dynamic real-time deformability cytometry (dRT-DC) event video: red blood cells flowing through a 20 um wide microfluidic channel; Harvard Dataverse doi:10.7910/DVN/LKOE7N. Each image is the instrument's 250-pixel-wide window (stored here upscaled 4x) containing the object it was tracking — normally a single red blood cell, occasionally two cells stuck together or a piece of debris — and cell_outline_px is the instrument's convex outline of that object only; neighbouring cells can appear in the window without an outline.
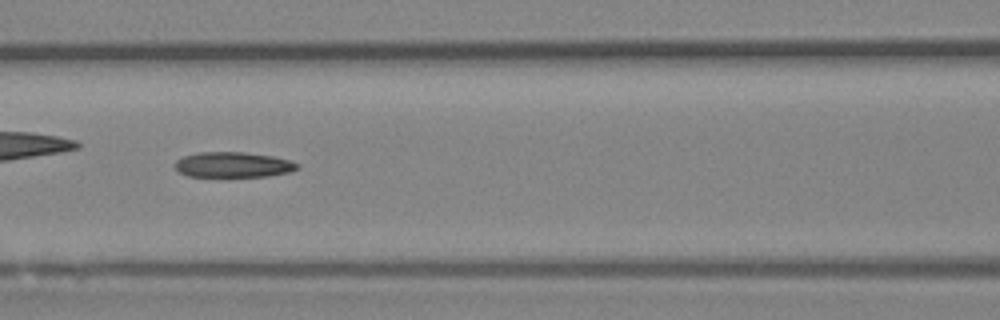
{"species": "Egyptian fruit bat (a non-hibernating species)", "species_latin": "Rousettus aegyptiacus", "temperature_condition": "room temperature", "stored_images_in_passage": 51, "camera_frame_rate_fps": 3000, "um_per_image_px": 0.085, "animal": {"sex": "female"}, "frame": {"image": 1, "passage_image": 22, "time_ms": 7.0, "image_size_px": [1000, 320], "cell_outline_px": [[300, 168], [288, 172], [268, 176], [188, 176], [180, 172], [176, 168], [176, 160], [184, 156], [200, 152], [244, 152], [272, 156], [288, 160], [300, 164]], "centroid_in_image_um": [19.84, 14.0], "position_along_channel_um": 146.8, "area_um2": 17.86}}
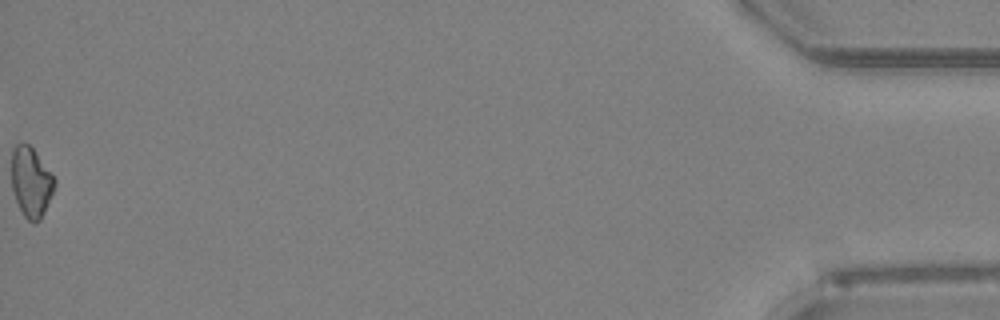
{"frame": {"image": 2, "passage_image": 51, "time_ms": 16.667, "image_size_px": [1000, 320], "cell_outline_px": [[56, 184], [44, 212], [40, 220], [36, 224], [32, 224], [24, 216], [16, 200], [12, 188], [12, 148], [16, 144], [28, 144], [36, 152], [56, 180]], "centroid_in_image_um": [2.64, 15.5], "position_along_channel_um": 432.6, "area_um2": 17.4}}